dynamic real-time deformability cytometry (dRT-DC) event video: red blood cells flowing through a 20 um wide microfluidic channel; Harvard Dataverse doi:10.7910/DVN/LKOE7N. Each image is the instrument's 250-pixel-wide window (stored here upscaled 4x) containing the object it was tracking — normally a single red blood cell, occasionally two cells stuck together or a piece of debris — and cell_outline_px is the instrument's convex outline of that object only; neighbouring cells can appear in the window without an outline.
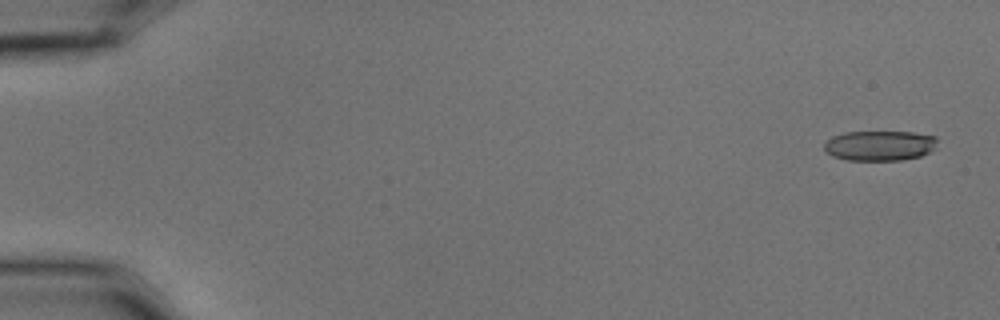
{"species": "common noctule bat (a hibernating species)", "species_latin": "Nyctalus noctula", "temperature_condition": "cold", "stored_images_in_passage": 6, "segment_of_instrument_passage": [1, 2], "camera_frame_rate_fps": 3000, "um_per_image_px": 0.085, "animal": {"sex": "male", "body_mass_g": 15.6}, "frame": {"image": 1, "passage_image": 1, "time_ms": 0.0, "image_size_px": [1000, 320], "cell_outline_px": [[936, 148], [920, 156], [900, 160], [848, 160], [832, 156], [824, 148], [824, 144], [832, 136], [844, 132], [912, 132], [936, 136]], "centroid_in_image_um": [74.78, 12.37], "position_along_channel_um": 10.2, "area_um2": 19.77}}
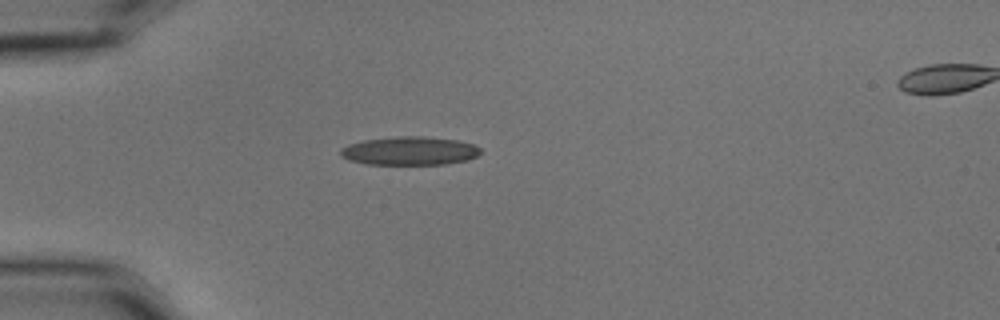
{"frame": {"image": 2, "passage_image": 5, "time_ms": 1.333, "image_size_px": [1000, 320], "cell_outline_px": [[480, 152], [476, 156], [468, 160], [444, 164], [368, 164], [348, 160], [340, 156], [340, 148], [348, 144], [364, 140], [396, 136], [424, 136], [456, 140], [472, 144], [480, 148]], "centroid_in_image_um": [34.78, 12.82], "position_along_channel_um": 50.2, "area_um2": 23.24}}